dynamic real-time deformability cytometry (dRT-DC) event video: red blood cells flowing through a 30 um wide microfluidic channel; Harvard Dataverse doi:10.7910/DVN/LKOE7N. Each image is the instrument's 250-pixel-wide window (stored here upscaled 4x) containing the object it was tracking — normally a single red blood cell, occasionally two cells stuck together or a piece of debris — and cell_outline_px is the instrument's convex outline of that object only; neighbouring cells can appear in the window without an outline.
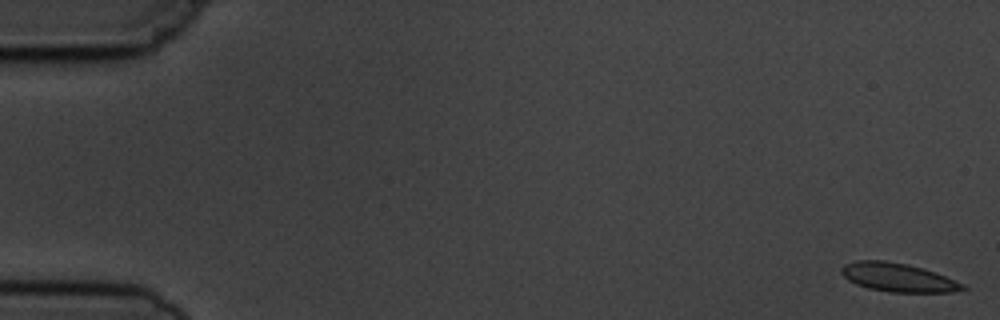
{"species": "common noctule bat (a hibernating species)", "species_latin": "Nyctalus noctula", "temperature_condition": "cold", "stored_images_in_passage": 11, "camera_frame_rate_fps": 3000, "um_per_image_px": 0.085, "animal": {"sex": "male", "body_mass_g": 19.5, "forearm_length_mm": 54.6}, "frame": {"image": 1, "passage_image": 1, "time_ms": 0.0, "image_size_px": [1000, 320], "cell_outline_px": [[968, 288], [952, 292], [892, 292], [868, 288], [856, 284], [848, 280], [840, 272], [840, 268], [844, 264], [856, 260], [884, 260], [924, 268], [936, 272], [964, 284]], "centroid_in_image_um": [76.31, 23.58], "position_along_channel_um": 8.7, "area_um2": 20.23}}
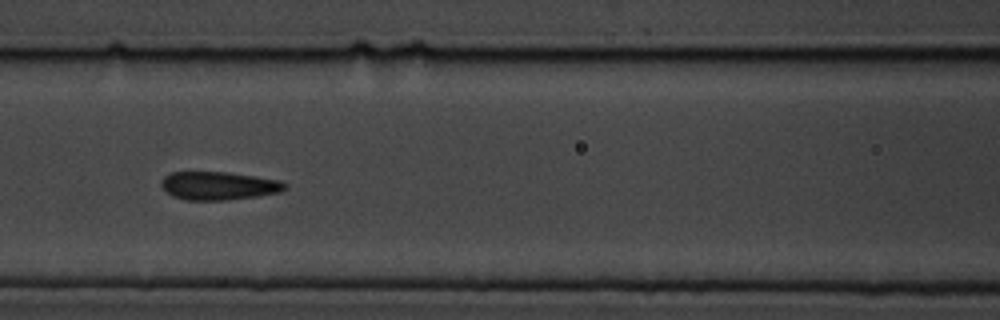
{"frame": {"image": 2, "passage_image": 7, "time_ms": 7.667, "image_size_px": [1000, 320], "cell_outline_px": [[288, 188], [280, 192], [260, 196], [228, 200], [188, 200], [172, 196], [160, 184], [164, 176], [172, 172], [228, 172], [256, 176], [280, 180], [288, 184]], "centroid_in_image_um": [18.64, 15.79], "position_along_channel_um": 148.0, "area_um2": 20.52}}
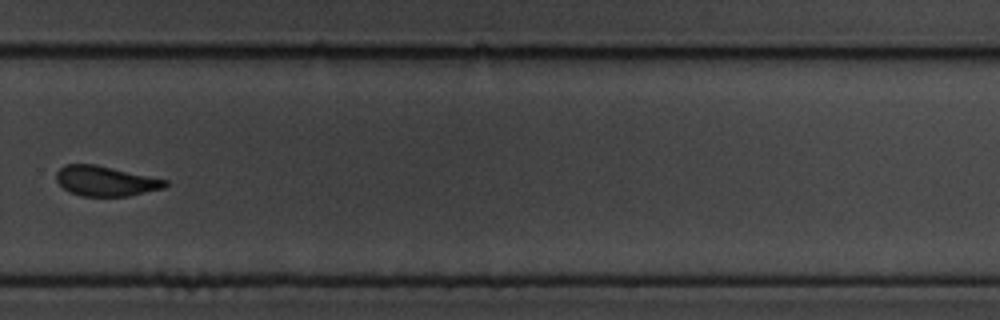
{"frame": {"image": 3, "passage_image": 11, "time_ms": 12.333, "image_size_px": [1000, 320], "cell_outline_px": [[168, 184], [164, 188], [128, 196], [80, 196], [68, 192], [56, 180], [56, 172], [64, 164], [96, 164], [168, 180]], "centroid_in_image_um": [8.96, 15.38], "position_along_channel_um": 320.8, "area_um2": 19.13}}